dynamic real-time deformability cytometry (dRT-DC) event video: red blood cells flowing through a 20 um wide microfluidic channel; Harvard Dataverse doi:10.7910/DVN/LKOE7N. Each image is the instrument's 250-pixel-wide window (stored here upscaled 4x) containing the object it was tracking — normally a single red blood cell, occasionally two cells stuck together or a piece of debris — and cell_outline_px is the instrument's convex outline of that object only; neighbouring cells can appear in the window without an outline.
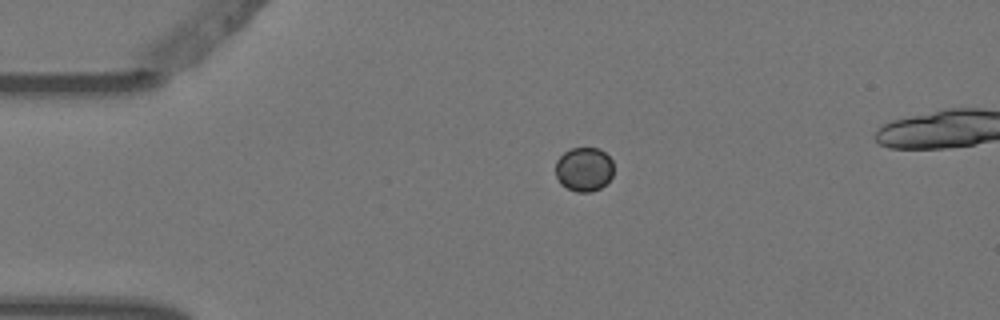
{"species": "Egyptian fruit bat (a non-hibernating species)", "species_latin": "Rousettus aegyptiacus", "temperature_condition": "warm", "stored_images_in_passage": 4, "camera_frame_rate_fps": 3000, "um_per_image_px": 0.085, "animal": {"sex": "female"}, "frame": {"image": 1, "passage_image": 4, "time_ms": 1.0, "image_size_px": [1000, 320], "cell_outline_px": [[612, 176], [600, 188], [592, 192], [576, 192], [560, 184], [556, 176], [556, 160], [564, 152], [572, 148], [600, 148], [612, 160]], "centroid_in_image_um": [49.62, 14.39], "position_along_channel_um": 35.4, "area_um2": 14.91}}